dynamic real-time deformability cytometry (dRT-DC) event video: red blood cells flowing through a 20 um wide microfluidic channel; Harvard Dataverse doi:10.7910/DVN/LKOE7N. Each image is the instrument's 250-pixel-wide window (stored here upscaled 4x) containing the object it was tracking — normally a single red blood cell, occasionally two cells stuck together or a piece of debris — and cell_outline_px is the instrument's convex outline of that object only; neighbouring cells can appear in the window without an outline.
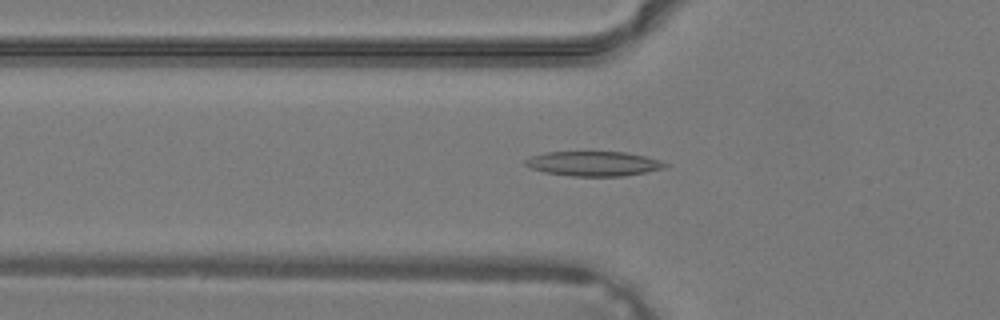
{"species": "common noctule bat (a hibernating species)", "species_latin": "Nyctalus noctula", "temperature_condition": "warm", "stored_images_in_passage": 36, "camera_frame_rate_fps": 3000, "um_per_image_px": 0.085, "animal": {"sex": "male", "body_mass_g": 19.2, "forearm_length_mm": 51.8}, "frame": {"image": 1, "passage_image": 11, "time_ms": 3.333, "image_size_px": [1000, 320], "cell_outline_px": [[668, 164], [664, 168], [624, 176], [572, 176], [544, 172], [532, 168], [524, 164], [524, 160], [532, 156], [544, 152], [624, 152], [644, 156], [660, 160]], "centroid_in_image_um": [50.43, 13.91], "position_along_channel_um": 75.4, "area_um2": 19.94}}
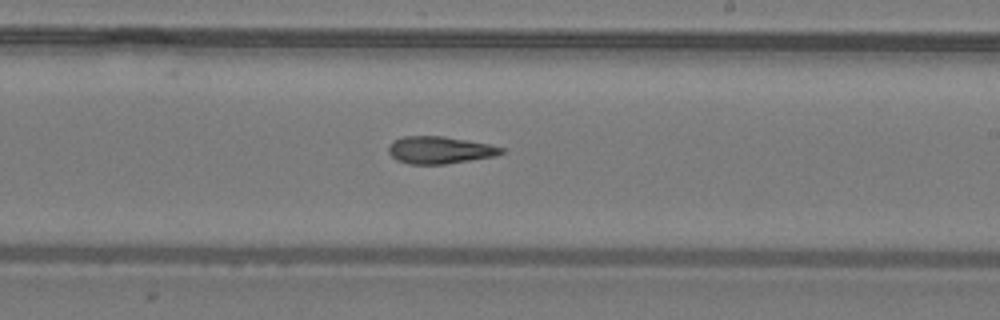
{"frame": {"image": 2, "passage_image": 21, "time_ms": 6.667, "image_size_px": [1000, 320], "cell_outline_px": [[508, 152], [496, 156], [444, 164], [408, 164], [396, 160], [388, 152], [388, 144], [392, 140], [404, 136], [444, 136], [488, 144], [504, 148]], "centroid_in_image_um": [37.37, 12.75], "position_along_channel_um": 251.6, "area_um2": 18.09}}
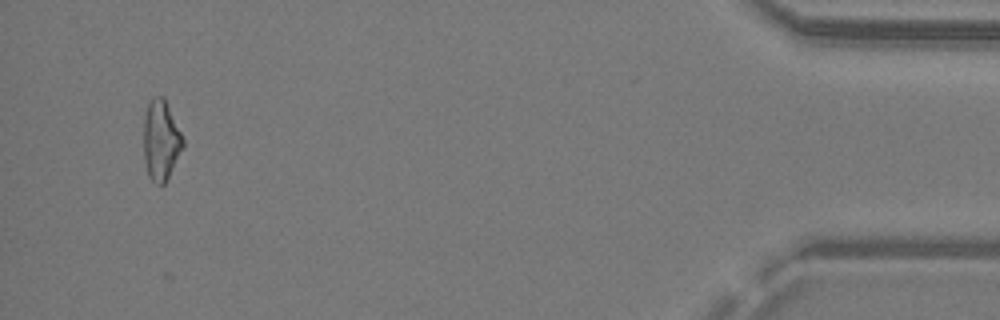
{"frame": {"image": 3, "passage_image": 35, "time_ms": 11.333, "image_size_px": [1000, 320], "cell_outline_px": [[184, 148], [164, 184], [156, 184], [148, 176], [144, 160], [144, 116], [148, 104], [152, 96], [164, 96], [184, 140]], "centroid_in_image_um": [13.68, 11.92], "position_along_channel_um": 421.5, "area_um2": 18.44}}